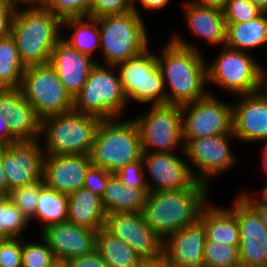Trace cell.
Wrapping results in <instances>:
<instances>
[{
  "instance_id": "obj_8",
  "label": "cell",
  "mask_w": 267,
  "mask_h": 267,
  "mask_svg": "<svg viewBox=\"0 0 267 267\" xmlns=\"http://www.w3.org/2000/svg\"><path fill=\"white\" fill-rule=\"evenodd\" d=\"M19 89L41 119L73 110L72 96L49 63L27 66Z\"/></svg>"
},
{
  "instance_id": "obj_24",
  "label": "cell",
  "mask_w": 267,
  "mask_h": 267,
  "mask_svg": "<svg viewBox=\"0 0 267 267\" xmlns=\"http://www.w3.org/2000/svg\"><path fill=\"white\" fill-rule=\"evenodd\" d=\"M187 25L193 36L205 38L211 45L222 44L226 40V20L221 9L200 6L186 2L183 6Z\"/></svg>"
},
{
  "instance_id": "obj_52",
  "label": "cell",
  "mask_w": 267,
  "mask_h": 267,
  "mask_svg": "<svg viewBox=\"0 0 267 267\" xmlns=\"http://www.w3.org/2000/svg\"><path fill=\"white\" fill-rule=\"evenodd\" d=\"M267 70L262 69L259 91L267 99Z\"/></svg>"
},
{
  "instance_id": "obj_45",
  "label": "cell",
  "mask_w": 267,
  "mask_h": 267,
  "mask_svg": "<svg viewBox=\"0 0 267 267\" xmlns=\"http://www.w3.org/2000/svg\"><path fill=\"white\" fill-rule=\"evenodd\" d=\"M16 142L17 141L9 133L5 116L0 115V148H4L9 144Z\"/></svg>"
},
{
  "instance_id": "obj_22",
  "label": "cell",
  "mask_w": 267,
  "mask_h": 267,
  "mask_svg": "<svg viewBox=\"0 0 267 267\" xmlns=\"http://www.w3.org/2000/svg\"><path fill=\"white\" fill-rule=\"evenodd\" d=\"M93 59L72 48L63 38L54 46L49 64L73 99L83 89L91 69L97 64Z\"/></svg>"
},
{
  "instance_id": "obj_13",
  "label": "cell",
  "mask_w": 267,
  "mask_h": 267,
  "mask_svg": "<svg viewBox=\"0 0 267 267\" xmlns=\"http://www.w3.org/2000/svg\"><path fill=\"white\" fill-rule=\"evenodd\" d=\"M234 136L229 134L191 139L186 145L183 154L197 172L194 177L197 181L209 185V179L229 170L237 161L230 149L229 140ZM228 168V169H227Z\"/></svg>"
},
{
  "instance_id": "obj_9",
  "label": "cell",
  "mask_w": 267,
  "mask_h": 267,
  "mask_svg": "<svg viewBox=\"0 0 267 267\" xmlns=\"http://www.w3.org/2000/svg\"><path fill=\"white\" fill-rule=\"evenodd\" d=\"M116 68L119 69L121 87L127 103L133 99L142 104H167L165 91L168 89H165L157 56L149 48L140 55L117 64Z\"/></svg>"
},
{
  "instance_id": "obj_4",
  "label": "cell",
  "mask_w": 267,
  "mask_h": 267,
  "mask_svg": "<svg viewBox=\"0 0 267 267\" xmlns=\"http://www.w3.org/2000/svg\"><path fill=\"white\" fill-rule=\"evenodd\" d=\"M102 120L89 154L91 164L115 173L127 164L142 158V143L133 119Z\"/></svg>"
},
{
  "instance_id": "obj_34",
  "label": "cell",
  "mask_w": 267,
  "mask_h": 267,
  "mask_svg": "<svg viewBox=\"0 0 267 267\" xmlns=\"http://www.w3.org/2000/svg\"><path fill=\"white\" fill-rule=\"evenodd\" d=\"M238 247L205 241L203 251L204 267H241Z\"/></svg>"
},
{
  "instance_id": "obj_12",
  "label": "cell",
  "mask_w": 267,
  "mask_h": 267,
  "mask_svg": "<svg viewBox=\"0 0 267 267\" xmlns=\"http://www.w3.org/2000/svg\"><path fill=\"white\" fill-rule=\"evenodd\" d=\"M183 141L232 132V106L208 93L205 97L181 106Z\"/></svg>"
},
{
  "instance_id": "obj_54",
  "label": "cell",
  "mask_w": 267,
  "mask_h": 267,
  "mask_svg": "<svg viewBox=\"0 0 267 267\" xmlns=\"http://www.w3.org/2000/svg\"><path fill=\"white\" fill-rule=\"evenodd\" d=\"M47 267H68V265H67L66 261H63V260H60V259H56L55 261H53Z\"/></svg>"
},
{
  "instance_id": "obj_21",
  "label": "cell",
  "mask_w": 267,
  "mask_h": 267,
  "mask_svg": "<svg viewBox=\"0 0 267 267\" xmlns=\"http://www.w3.org/2000/svg\"><path fill=\"white\" fill-rule=\"evenodd\" d=\"M240 102L232 105V131L243 141L267 140V99L260 91L240 95Z\"/></svg>"
},
{
  "instance_id": "obj_28",
  "label": "cell",
  "mask_w": 267,
  "mask_h": 267,
  "mask_svg": "<svg viewBox=\"0 0 267 267\" xmlns=\"http://www.w3.org/2000/svg\"><path fill=\"white\" fill-rule=\"evenodd\" d=\"M264 44H267V12L251 21L226 23V47L246 52Z\"/></svg>"
},
{
  "instance_id": "obj_20",
  "label": "cell",
  "mask_w": 267,
  "mask_h": 267,
  "mask_svg": "<svg viewBox=\"0 0 267 267\" xmlns=\"http://www.w3.org/2000/svg\"><path fill=\"white\" fill-rule=\"evenodd\" d=\"M56 259L67 261L76 256L91 254L96 250L97 230H90L72 223L55 224L41 231Z\"/></svg>"
},
{
  "instance_id": "obj_11",
  "label": "cell",
  "mask_w": 267,
  "mask_h": 267,
  "mask_svg": "<svg viewBox=\"0 0 267 267\" xmlns=\"http://www.w3.org/2000/svg\"><path fill=\"white\" fill-rule=\"evenodd\" d=\"M223 48L216 60L206 65L207 82L238 96L258 92L262 66L248 51Z\"/></svg>"
},
{
  "instance_id": "obj_49",
  "label": "cell",
  "mask_w": 267,
  "mask_h": 267,
  "mask_svg": "<svg viewBox=\"0 0 267 267\" xmlns=\"http://www.w3.org/2000/svg\"><path fill=\"white\" fill-rule=\"evenodd\" d=\"M193 4L200 6L214 7L223 10L226 4V0H192Z\"/></svg>"
},
{
  "instance_id": "obj_5",
  "label": "cell",
  "mask_w": 267,
  "mask_h": 267,
  "mask_svg": "<svg viewBox=\"0 0 267 267\" xmlns=\"http://www.w3.org/2000/svg\"><path fill=\"white\" fill-rule=\"evenodd\" d=\"M102 120L75 110L42 119L45 154L89 155Z\"/></svg>"
},
{
  "instance_id": "obj_58",
  "label": "cell",
  "mask_w": 267,
  "mask_h": 267,
  "mask_svg": "<svg viewBox=\"0 0 267 267\" xmlns=\"http://www.w3.org/2000/svg\"><path fill=\"white\" fill-rule=\"evenodd\" d=\"M267 141V140H266ZM264 151H263V156H267V143L266 145L264 146Z\"/></svg>"
},
{
  "instance_id": "obj_40",
  "label": "cell",
  "mask_w": 267,
  "mask_h": 267,
  "mask_svg": "<svg viewBox=\"0 0 267 267\" xmlns=\"http://www.w3.org/2000/svg\"><path fill=\"white\" fill-rule=\"evenodd\" d=\"M133 10L132 0H92L90 18H100L107 15H120Z\"/></svg>"
},
{
  "instance_id": "obj_43",
  "label": "cell",
  "mask_w": 267,
  "mask_h": 267,
  "mask_svg": "<svg viewBox=\"0 0 267 267\" xmlns=\"http://www.w3.org/2000/svg\"><path fill=\"white\" fill-rule=\"evenodd\" d=\"M66 262L68 267H109L97 250L91 254L72 257Z\"/></svg>"
},
{
  "instance_id": "obj_1",
  "label": "cell",
  "mask_w": 267,
  "mask_h": 267,
  "mask_svg": "<svg viewBox=\"0 0 267 267\" xmlns=\"http://www.w3.org/2000/svg\"><path fill=\"white\" fill-rule=\"evenodd\" d=\"M161 54L157 56L164 86L170 87L167 93V104L185 105L205 97L207 72L205 60L196 45L181 38L172 36ZM171 94V95H170Z\"/></svg>"
},
{
  "instance_id": "obj_41",
  "label": "cell",
  "mask_w": 267,
  "mask_h": 267,
  "mask_svg": "<svg viewBox=\"0 0 267 267\" xmlns=\"http://www.w3.org/2000/svg\"><path fill=\"white\" fill-rule=\"evenodd\" d=\"M0 267H22V239L0 240Z\"/></svg>"
},
{
  "instance_id": "obj_55",
  "label": "cell",
  "mask_w": 267,
  "mask_h": 267,
  "mask_svg": "<svg viewBox=\"0 0 267 267\" xmlns=\"http://www.w3.org/2000/svg\"><path fill=\"white\" fill-rule=\"evenodd\" d=\"M262 199L258 200L262 205L267 206V185L265 186V188H262Z\"/></svg>"
},
{
  "instance_id": "obj_53",
  "label": "cell",
  "mask_w": 267,
  "mask_h": 267,
  "mask_svg": "<svg viewBox=\"0 0 267 267\" xmlns=\"http://www.w3.org/2000/svg\"><path fill=\"white\" fill-rule=\"evenodd\" d=\"M263 12H267V0H249Z\"/></svg>"
},
{
  "instance_id": "obj_33",
  "label": "cell",
  "mask_w": 267,
  "mask_h": 267,
  "mask_svg": "<svg viewBox=\"0 0 267 267\" xmlns=\"http://www.w3.org/2000/svg\"><path fill=\"white\" fill-rule=\"evenodd\" d=\"M28 223V218L10 201L8 196H0V240L23 238L21 232Z\"/></svg>"
},
{
  "instance_id": "obj_42",
  "label": "cell",
  "mask_w": 267,
  "mask_h": 267,
  "mask_svg": "<svg viewBox=\"0 0 267 267\" xmlns=\"http://www.w3.org/2000/svg\"><path fill=\"white\" fill-rule=\"evenodd\" d=\"M110 174L109 171L91 164L85 175L84 188L102 198Z\"/></svg>"
},
{
  "instance_id": "obj_19",
  "label": "cell",
  "mask_w": 267,
  "mask_h": 267,
  "mask_svg": "<svg viewBox=\"0 0 267 267\" xmlns=\"http://www.w3.org/2000/svg\"><path fill=\"white\" fill-rule=\"evenodd\" d=\"M90 165L89 155L46 154L43 180L49 188L69 195L84 187L85 175Z\"/></svg>"
},
{
  "instance_id": "obj_48",
  "label": "cell",
  "mask_w": 267,
  "mask_h": 267,
  "mask_svg": "<svg viewBox=\"0 0 267 267\" xmlns=\"http://www.w3.org/2000/svg\"><path fill=\"white\" fill-rule=\"evenodd\" d=\"M139 267H174L168 258L162 254L157 258L142 259Z\"/></svg>"
},
{
  "instance_id": "obj_38",
  "label": "cell",
  "mask_w": 267,
  "mask_h": 267,
  "mask_svg": "<svg viewBox=\"0 0 267 267\" xmlns=\"http://www.w3.org/2000/svg\"><path fill=\"white\" fill-rule=\"evenodd\" d=\"M223 12L226 23L251 21L263 13L249 0H226Z\"/></svg>"
},
{
  "instance_id": "obj_37",
  "label": "cell",
  "mask_w": 267,
  "mask_h": 267,
  "mask_svg": "<svg viewBox=\"0 0 267 267\" xmlns=\"http://www.w3.org/2000/svg\"><path fill=\"white\" fill-rule=\"evenodd\" d=\"M41 240V244H29L22 239V267H47L56 260L47 242L42 237Z\"/></svg>"
},
{
  "instance_id": "obj_50",
  "label": "cell",
  "mask_w": 267,
  "mask_h": 267,
  "mask_svg": "<svg viewBox=\"0 0 267 267\" xmlns=\"http://www.w3.org/2000/svg\"><path fill=\"white\" fill-rule=\"evenodd\" d=\"M8 195V183L7 178L2 168L1 163V148H0V196H7Z\"/></svg>"
},
{
  "instance_id": "obj_6",
  "label": "cell",
  "mask_w": 267,
  "mask_h": 267,
  "mask_svg": "<svg viewBox=\"0 0 267 267\" xmlns=\"http://www.w3.org/2000/svg\"><path fill=\"white\" fill-rule=\"evenodd\" d=\"M100 29V49L104 63L116 66L148 49V32L140 14L134 10L120 15L97 18Z\"/></svg>"
},
{
  "instance_id": "obj_32",
  "label": "cell",
  "mask_w": 267,
  "mask_h": 267,
  "mask_svg": "<svg viewBox=\"0 0 267 267\" xmlns=\"http://www.w3.org/2000/svg\"><path fill=\"white\" fill-rule=\"evenodd\" d=\"M25 70L14 38L0 39V88H20Z\"/></svg>"
},
{
  "instance_id": "obj_44",
  "label": "cell",
  "mask_w": 267,
  "mask_h": 267,
  "mask_svg": "<svg viewBox=\"0 0 267 267\" xmlns=\"http://www.w3.org/2000/svg\"><path fill=\"white\" fill-rule=\"evenodd\" d=\"M15 13L16 11L0 12V39L11 35Z\"/></svg>"
},
{
  "instance_id": "obj_46",
  "label": "cell",
  "mask_w": 267,
  "mask_h": 267,
  "mask_svg": "<svg viewBox=\"0 0 267 267\" xmlns=\"http://www.w3.org/2000/svg\"><path fill=\"white\" fill-rule=\"evenodd\" d=\"M260 215L262 223L265 225L267 228V206L262 205L259 201L258 198H253L250 197L246 193L240 194Z\"/></svg>"
},
{
  "instance_id": "obj_57",
  "label": "cell",
  "mask_w": 267,
  "mask_h": 267,
  "mask_svg": "<svg viewBox=\"0 0 267 267\" xmlns=\"http://www.w3.org/2000/svg\"><path fill=\"white\" fill-rule=\"evenodd\" d=\"M262 162H263L264 171L266 172V175H267V156H263Z\"/></svg>"
},
{
  "instance_id": "obj_2",
  "label": "cell",
  "mask_w": 267,
  "mask_h": 267,
  "mask_svg": "<svg viewBox=\"0 0 267 267\" xmlns=\"http://www.w3.org/2000/svg\"><path fill=\"white\" fill-rule=\"evenodd\" d=\"M208 186L197 181L182 191L147 193L141 211L144 220L164 241L169 235L199 220L207 205Z\"/></svg>"
},
{
  "instance_id": "obj_36",
  "label": "cell",
  "mask_w": 267,
  "mask_h": 267,
  "mask_svg": "<svg viewBox=\"0 0 267 267\" xmlns=\"http://www.w3.org/2000/svg\"><path fill=\"white\" fill-rule=\"evenodd\" d=\"M92 0H44L42 4L62 21L89 17Z\"/></svg>"
},
{
  "instance_id": "obj_47",
  "label": "cell",
  "mask_w": 267,
  "mask_h": 267,
  "mask_svg": "<svg viewBox=\"0 0 267 267\" xmlns=\"http://www.w3.org/2000/svg\"><path fill=\"white\" fill-rule=\"evenodd\" d=\"M137 2L140 3L144 9L160 10L169 3V0H133V10L139 14L138 8H136L137 6L135 5Z\"/></svg>"
},
{
  "instance_id": "obj_25",
  "label": "cell",
  "mask_w": 267,
  "mask_h": 267,
  "mask_svg": "<svg viewBox=\"0 0 267 267\" xmlns=\"http://www.w3.org/2000/svg\"><path fill=\"white\" fill-rule=\"evenodd\" d=\"M106 212L101 198L84 187L68 195L69 223L90 230H100L105 227Z\"/></svg>"
},
{
  "instance_id": "obj_15",
  "label": "cell",
  "mask_w": 267,
  "mask_h": 267,
  "mask_svg": "<svg viewBox=\"0 0 267 267\" xmlns=\"http://www.w3.org/2000/svg\"><path fill=\"white\" fill-rule=\"evenodd\" d=\"M105 228L126 242L142 259L163 254V239L146 223L141 212L108 213Z\"/></svg>"
},
{
  "instance_id": "obj_23",
  "label": "cell",
  "mask_w": 267,
  "mask_h": 267,
  "mask_svg": "<svg viewBox=\"0 0 267 267\" xmlns=\"http://www.w3.org/2000/svg\"><path fill=\"white\" fill-rule=\"evenodd\" d=\"M205 241V228L198 220L169 235L164 240L163 254L174 267H204Z\"/></svg>"
},
{
  "instance_id": "obj_31",
  "label": "cell",
  "mask_w": 267,
  "mask_h": 267,
  "mask_svg": "<svg viewBox=\"0 0 267 267\" xmlns=\"http://www.w3.org/2000/svg\"><path fill=\"white\" fill-rule=\"evenodd\" d=\"M34 218L45 223L46 227L67 222L68 219V195L55 189L44 186L41 189Z\"/></svg>"
},
{
  "instance_id": "obj_16",
  "label": "cell",
  "mask_w": 267,
  "mask_h": 267,
  "mask_svg": "<svg viewBox=\"0 0 267 267\" xmlns=\"http://www.w3.org/2000/svg\"><path fill=\"white\" fill-rule=\"evenodd\" d=\"M38 141L16 142L1 148V163L10 190L43 180L45 151Z\"/></svg>"
},
{
  "instance_id": "obj_51",
  "label": "cell",
  "mask_w": 267,
  "mask_h": 267,
  "mask_svg": "<svg viewBox=\"0 0 267 267\" xmlns=\"http://www.w3.org/2000/svg\"><path fill=\"white\" fill-rule=\"evenodd\" d=\"M16 2L13 0H0V12L2 11H16Z\"/></svg>"
},
{
  "instance_id": "obj_3",
  "label": "cell",
  "mask_w": 267,
  "mask_h": 267,
  "mask_svg": "<svg viewBox=\"0 0 267 267\" xmlns=\"http://www.w3.org/2000/svg\"><path fill=\"white\" fill-rule=\"evenodd\" d=\"M25 5V9L16 8L11 36L26 67L47 64L54 46L63 37L62 20L42 3Z\"/></svg>"
},
{
  "instance_id": "obj_27",
  "label": "cell",
  "mask_w": 267,
  "mask_h": 267,
  "mask_svg": "<svg viewBox=\"0 0 267 267\" xmlns=\"http://www.w3.org/2000/svg\"><path fill=\"white\" fill-rule=\"evenodd\" d=\"M147 193L136 187L129 188L114 173L108 177V183L101 198L106 214L113 212H141Z\"/></svg>"
},
{
  "instance_id": "obj_18",
  "label": "cell",
  "mask_w": 267,
  "mask_h": 267,
  "mask_svg": "<svg viewBox=\"0 0 267 267\" xmlns=\"http://www.w3.org/2000/svg\"><path fill=\"white\" fill-rule=\"evenodd\" d=\"M0 115L5 116L9 133L17 142L38 141L42 119L19 88H0Z\"/></svg>"
},
{
  "instance_id": "obj_7",
  "label": "cell",
  "mask_w": 267,
  "mask_h": 267,
  "mask_svg": "<svg viewBox=\"0 0 267 267\" xmlns=\"http://www.w3.org/2000/svg\"><path fill=\"white\" fill-rule=\"evenodd\" d=\"M108 67V68H107ZM116 66L97 64L91 69L83 89L73 99V110L101 120L121 117L127 100Z\"/></svg>"
},
{
  "instance_id": "obj_39",
  "label": "cell",
  "mask_w": 267,
  "mask_h": 267,
  "mask_svg": "<svg viewBox=\"0 0 267 267\" xmlns=\"http://www.w3.org/2000/svg\"><path fill=\"white\" fill-rule=\"evenodd\" d=\"M144 164L142 158L127 164L120 168L114 174L129 188L136 187L143 189L146 193H149L148 183L145 178V172L143 171Z\"/></svg>"
},
{
  "instance_id": "obj_56",
  "label": "cell",
  "mask_w": 267,
  "mask_h": 267,
  "mask_svg": "<svg viewBox=\"0 0 267 267\" xmlns=\"http://www.w3.org/2000/svg\"><path fill=\"white\" fill-rule=\"evenodd\" d=\"M14 2L21 4H34V3H42L44 0H13Z\"/></svg>"
},
{
  "instance_id": "obj_10",
  "label": "cell",
  "mask_w": 267,
  "mask_h": 267,
  "mask_svg": "<svg viewBox=\"0 0 267 267\" xmlns=\"http://www.w3.org/2000/svg\"><path fill=\"white\" fill-rule=\"evenodd\" d=\"M149 109L133 119L139 129L142 152L170 153L177 147L184 151L181 106L151 105Z\"/></svg>"
},
{
  "instance_id": "obj_30",
  "label": "cell",
  "mask_w": 267,
  "mask_h": 267,
  "mask_svg": "<svg viewBox=\"0 0 267 267\" xmlns=\"http://www.w3.org/2000/svg\"><path fill=\"white\" fill-rule=\"evenodd\" d=\"M64 26L74 29L70 39L62 38L75 50L92 57L94 51L100 48V29L97 19L69 18L62 21V27Z\"/></svg>"
},
{
  "instance_id": "obj_35",
  "label": "cell",
  "mask_w": 267,
  "mask_h": 267,
  "mask_svg": "<svg viewBox=\"0 0 267 267\" xmlns=\"http://www.w3.org/2000/svg\"><path fill=\"white\" fill-rule=\"evenodd\" d=\"M45 186L44 180L33 182L21 187L12 189L8 193L10 201L32 221L37 208L38 198L41 189Z\"/></svg>"
},
{
  "instance_id": "obj_14",
  "label": "cell",
  "mask_w": 267,
  "mask_h": 267,
  "mask_svg": "<svg viewBox=\"0 0 267 267\" xmlns=\"http://www.w3.org/2000/svg\"><path fill=\"white\" fill-rule=\"evenodd\" d=\"M239 225L241 267H267V228L258 212L238 195L230 208Z\"/></svg>"
},
{
  "instance_id": "obj_26",
  "label": "cell",
  "mask_w": 267,
  "mask_h": 267,
  "mask_svg": "<svg viewBox=\"0 0 267 267\" xmlns=\"http://www.w3.org/2000/svg\"><path fill=\"white\" fill-rule=\"evenodd\" d=\"M199 220L205 228L206 241L239 246V225L231 209L211 207L207 204L203 208Z\"/></svg>"
},
{
  "instance_id": "obj_17",
  "label": "cell",
  "mask_w": 267,
  "mask_h": 267,
  "mask_svg": "<svg viewBox=\"0 0 267 267\" xmlns=\"http://www.w3.org/2000/svg\"><path fill=\"white\" fill-rule=\"evenodd\" d=\"M142 160L146 169L144 172H147L149 179L155 183L151 185L153 183L147 181L150 192L182 191L197 182L195 171L174 152H143Z\"/></svg>"
},
{
  "instance_id": "obj_29",
  "label": "cell",
  "mask_w": 267,
  "mask_h": 267,
  "mask_svg": "<svg viewBox=\"0 0 267 267\" xmlns=\"http://www.w3.org/2000/svg\"><path fill=\"white\" fill-rule=\"evenodd\" d=\"M96 250L109 267H139L142 258L105 227L97 232Z\"/></svg>"
}]
</instances>
